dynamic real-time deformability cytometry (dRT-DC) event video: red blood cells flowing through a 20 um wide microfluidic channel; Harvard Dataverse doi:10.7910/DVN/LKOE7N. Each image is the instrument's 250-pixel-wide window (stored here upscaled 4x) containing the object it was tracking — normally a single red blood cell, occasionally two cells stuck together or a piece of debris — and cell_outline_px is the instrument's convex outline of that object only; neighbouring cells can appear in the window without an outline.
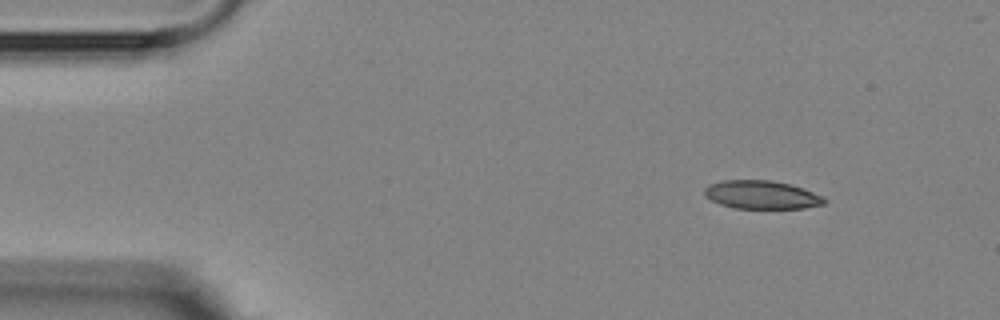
{"species": "Egyptian fruit bat (a non-hibernating species)", "species_latin": "Rousettus aegyptiacus", "temperature_condition": "room temperature", "stored_images_in_passage": 4, "camera_frame_rate_fps": 3000, "um_per_image_px": 0.085, "animal": {"sex": "female"}, "frame": {"image": 1, "passage_image": 1, "time_ms": 0.0, "image_size_px": [1000, 320], "cell_outline_px": [[828, 200], [824, 204], [804, 208], [736, 208], [720, 204], [704, 196], [704, 188], [708, 184], [724, 180], [772, 180], [804, 188], [824, 196]], "centroid_in_image_um": [64.75, 16.55], "position_along_channel_um": 20.2, "area_um2": 19.88}}